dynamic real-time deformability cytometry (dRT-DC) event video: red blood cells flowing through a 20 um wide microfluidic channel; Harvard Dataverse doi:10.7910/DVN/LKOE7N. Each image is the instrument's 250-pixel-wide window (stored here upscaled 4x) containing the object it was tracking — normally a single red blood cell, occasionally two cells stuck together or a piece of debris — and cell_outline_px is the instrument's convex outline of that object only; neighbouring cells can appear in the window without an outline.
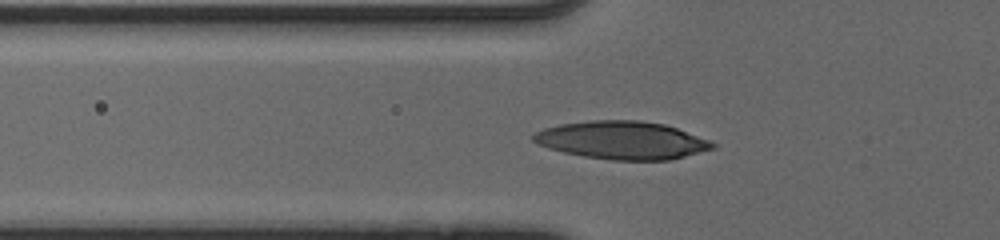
{"species": "human", "species_latin": "Homo sapiens", "temperature_condition": "cold", "stored_images_in_passage": 33, "camera_frame_rate_fps": 3000, "um_per_image_px": 0.085, "donor": {"sex": "male"}, "frame": {"image": 1, "passage_image": 3, "time_ms": 0.667, "image_size_px": [1000, 240], "cell_outline_px": [[716, 148], [668, 160], [612, 160], [584, 156], [564, 152], [548, 148], [532, 140], [532, 136], [536, 132], [544, 128], [560, 124], [592, 120], [640, 120], [664, 124], [676, 128], [708, 140], [716, 144]], "centroid_in_image_um": [52.87, 11.91], "position_along_channel_um": 72.9, "area_um2": 39.3}}
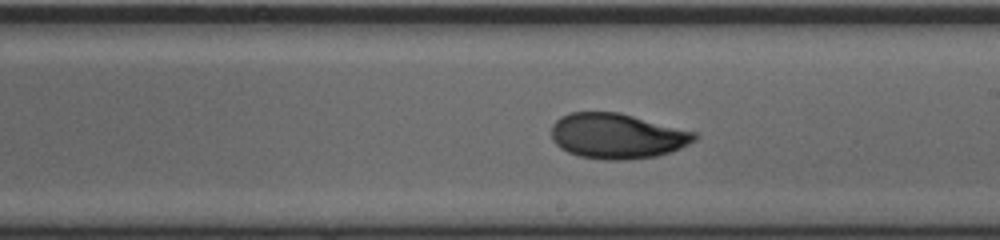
{"frame": {"image": 2, "passage_image": 15, "time_ms": 4.667, "image_size_px": [1000, 240], "cell_outline_px": [[700, 136], [696, 140], [672, 152], [656, 156], [624, 160], [604, 160], [580, 156], [568, 152], [560, 148], [552, 140], [552, 124], [560, 116], [568, 112], [620, 112], [696, 132]], "centroid_in_image_um": [52.46, 11.55], "position_along_channel_um": 236.5, "area_um2": 38.03}}
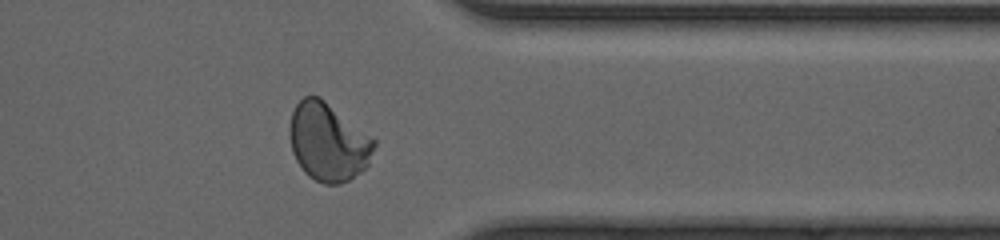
{"frame": {"image": 3, "passage_image": 26, "time_ms": 8.333, "image_size_px": [1000, 240], "cell_outline_px": [[376, 144], [368, 164], [360, 172], [348, 180], [340, 184], [324, 184], [308, 176], [304, 172], [296, 160], [292, 152], [288, 136], [288, 128], [292, 112], [296, 104], [304, 96], [320, 96], [372, 136], [376, 140]], "centroid_in_image_um": [27.87, 12.05], "position_along_channel_um": 383.5, "area_um2": 38.73}}